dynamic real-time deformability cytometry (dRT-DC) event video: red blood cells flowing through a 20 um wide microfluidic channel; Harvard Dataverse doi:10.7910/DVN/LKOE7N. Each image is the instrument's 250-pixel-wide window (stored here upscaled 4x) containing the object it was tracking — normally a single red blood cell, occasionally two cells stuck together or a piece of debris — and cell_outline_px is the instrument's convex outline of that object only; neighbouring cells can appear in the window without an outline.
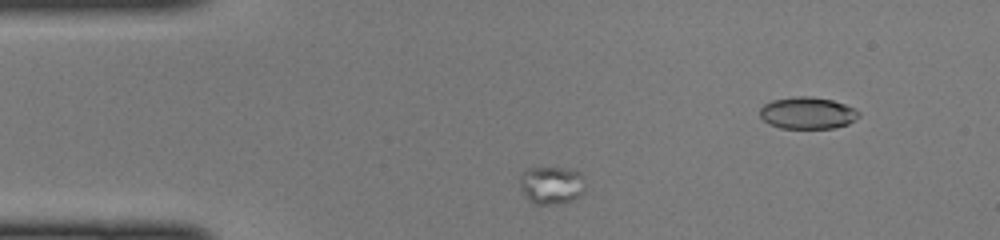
{"species": "common noctule bat (a hibernating species)", "species_latin": "Nyctalus noctula", "temperature_condition": "cold", "stored_images_in_passage": 45, "camera_frame_rate_fps": 3000, "um_per_image_px": 0.085, "animal": {"sex": "female", "body_mass_g": 22.0, "forearm_length_mm": 56.7}, "frame": {"image": 1, "passage_image": 5, "time_ms": 1.333, "image_size_px": [1000, 240], "cell_outline_px": [[584, 192], [580, 196], [572, 200], [548, 204], [536, 204], [528, 200], [520, 188], [520, 176], [528, 168], [568, 168], [580, 172], [584, 188]], "centroid_in_image_um": [46.86, 15.73], "position_along_channel_um": 38.1, "area_um2": 14.22}}
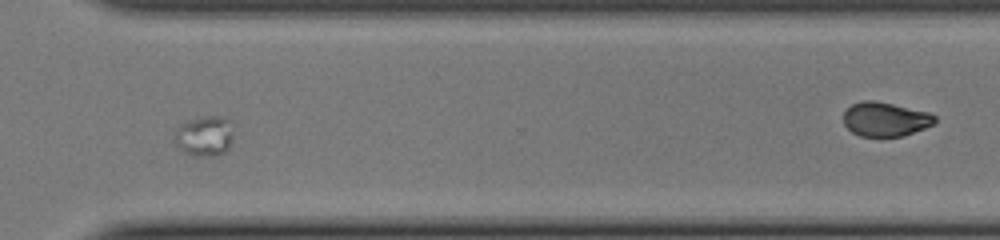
{"frame": {"image": 2, "passage_image": 31, "time_ms": 10.0, "image_size_px": [1000, 240], "cell_outline_px": [[232, 144], [220, 156], [192, 156], [184, 152], [176, 144], [176, 132], [180, 124], [188, 120], [200, 116], [224, 116], [228, 120], [232, 136]], "centroid_in_image_um": [17.39, 11.57], "position_along_channel_um": 353.2, "area_um2": 13.81}}
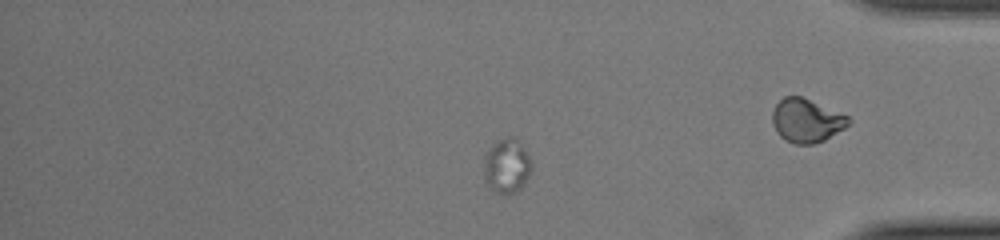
{"frame": {"image": 3, "passage_image": 36, "time_ms": 11.667, "image_size_px": [1000, 240], "cell_outline_px": [[532, 168], [524, 184], [520, 188], [504, 196], [496, 192], [484, 180], [484, 156], [500, 140], [508, 136], [516, 136], [528, 156], [532, 164]], "centroid_in_image_um": [43.08, 14.12], "position_along_channel_um": 392.1, "area_um2": 14.85}}